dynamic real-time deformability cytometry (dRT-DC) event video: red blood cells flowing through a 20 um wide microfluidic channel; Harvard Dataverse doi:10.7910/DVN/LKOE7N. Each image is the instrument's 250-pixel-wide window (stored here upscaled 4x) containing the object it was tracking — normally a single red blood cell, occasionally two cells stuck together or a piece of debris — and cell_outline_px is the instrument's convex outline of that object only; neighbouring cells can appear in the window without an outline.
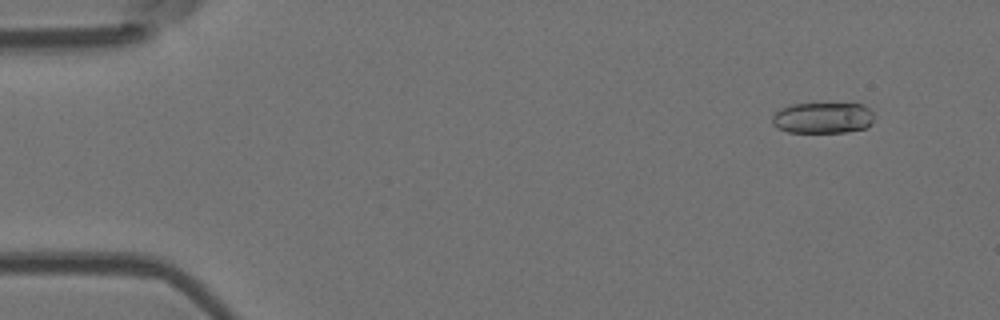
{"species": "Egyptian fruit bat (a non-hibernating species)", "species_latin": "Rousettus aegyptiacus", "temperature_condition": "room temperature", "stored_images_in_passage": 5, "camera_frame_rate_fps": 3000, "um_per_image_px": 0.085, "animal": {"sex": "female"}, "frame": {"image": 1, "passage_image": 2, "time_ms": 1.333, "image_size_px": [1000, 320], "cell_outline_px": [[872, 124], [868, 128], [844, 132], [788, 132], [772, 124], [772, 116], [780, 108], [792, 104], [860, 104], [868, 108], [872, 112]], "centroid_in_image_um": [69.93, 10.02], "position_along_channel_um": 15.1, "area_um2": 18.32}}